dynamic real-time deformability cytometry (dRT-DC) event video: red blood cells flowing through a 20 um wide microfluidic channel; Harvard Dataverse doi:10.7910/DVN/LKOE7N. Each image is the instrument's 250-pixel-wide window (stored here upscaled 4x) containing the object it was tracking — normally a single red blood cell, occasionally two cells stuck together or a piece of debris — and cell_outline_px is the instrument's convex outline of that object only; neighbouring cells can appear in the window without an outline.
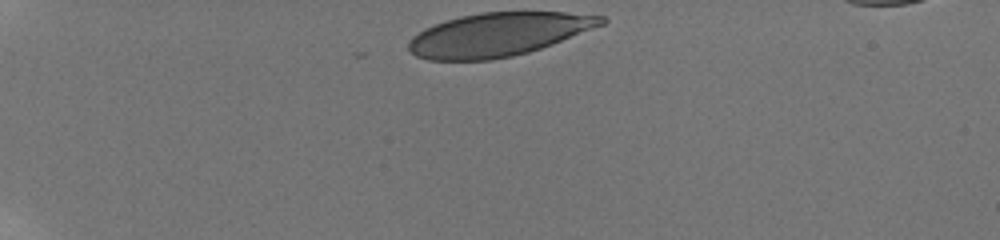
{"species": "human", "species_latin": "Homo sapiens", "temperature_condition": "room temperature", "stored_images_in_passage": 10, "camera_frame_rate_fps": 3000, "um_per_image_px": 0.085, "donor": {"sex": "male"}, "frame": {"image": 1, "passage_image": 1, "time_ms": 0.0, "image_size_px": [1000, 240], "cell_outline_px": [[608, 20], [604, 24], [552, 44], [528, 52], [512, 56], [492, 60], [428, 60], [416, 56], [408, 48], [408, 40], [412, 36], [424, 28], [460, 16], [480, 12], [564, 12], [604, 16]], "centroid_in_image_um": [42.34, 2.93], "position_along_channel_um": 42.7, "area_um2": 48.67}}
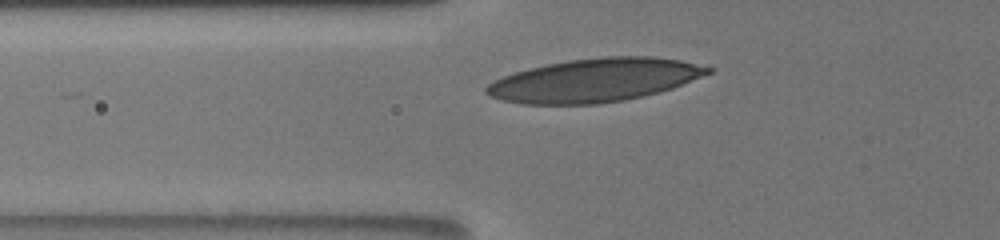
{"frame": {"image": 2, "passage_image": 8, "time_ms": 2.667, "image_size_px": [1000, 240], "cell_outline_px": [[712, 72], [672, 88], [660, 92], [624, 100], [596, 104], [520, 104], [500, 100], [488, 96], [484, 92], [484, 88], [488, 84], [504, 76], [528, 68], [568, 60], [604, 56], [652, 56], [680, 60], [712, 68]], "centroid_in_image_um": [50.51, 6.82], "position_along_channel_um": 75.3, "area_um2": 55.83}}